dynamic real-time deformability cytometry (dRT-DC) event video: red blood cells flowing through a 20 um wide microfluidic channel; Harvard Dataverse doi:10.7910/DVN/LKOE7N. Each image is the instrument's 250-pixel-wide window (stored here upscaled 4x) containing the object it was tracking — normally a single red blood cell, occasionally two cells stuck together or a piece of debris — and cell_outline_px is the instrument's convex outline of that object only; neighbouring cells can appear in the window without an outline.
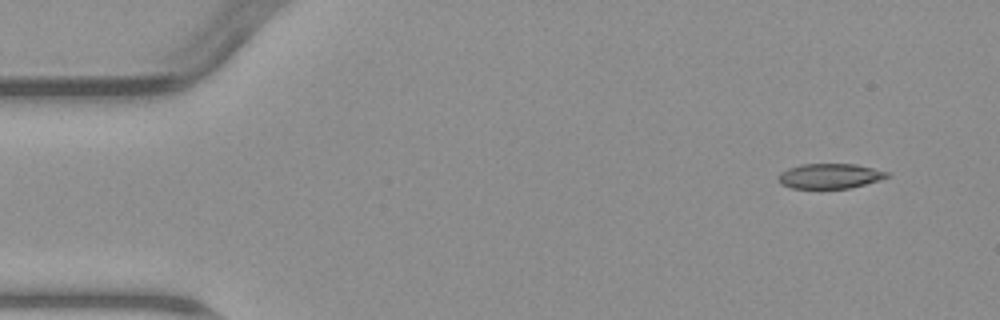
{"species": "common noctule bat (a hibernating species)", "species_latin": "Nyctalus noctula", "temperature_condition": "warm", "stored_images_in_passage": 4, "camera_frame_rate_fps": 3000, "um_per_image_px": 0.085, "animal": {"sex": "male", "body_mass_g": 23.1, "forearm_length_mm": 52.7}, "frame": {"image": 1, "passage_image": 1, "time_ms": 0.0, "image_size_px": [1000, 320], "cell_outline_px": [[892, 176], [880, 180], [848, 188], [792, 188], [780, 184], [776, 176], [780, 172], [788, 168], [800, 164], [856, 164], [888, 172]], "centroid_in_image_um": [70.51, 14.96], "position_along_channel_um": 14.5, "area_um2": 15.9}}
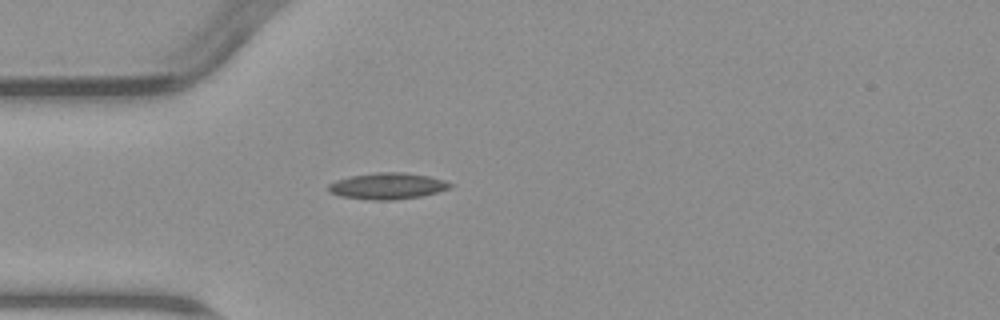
{"frame": {"image": 2, "passage_image": 4, "time_ms": 3.667, "image_size_px": [1000, 320], "cell_outline_px": [[452, 184], [448, 188], [436, 192], [420, 196], [392, 200], [372, 200], [340, 196], [328, 192], [328, 184], [336, 180], [352, 176], [380, 172], [400, 172], [428, 176], [444, 180]], "centroid_in_image_um": [32.88, 15.81], "position_along_channel_um": 52.1, "area_um2": 18.38}}